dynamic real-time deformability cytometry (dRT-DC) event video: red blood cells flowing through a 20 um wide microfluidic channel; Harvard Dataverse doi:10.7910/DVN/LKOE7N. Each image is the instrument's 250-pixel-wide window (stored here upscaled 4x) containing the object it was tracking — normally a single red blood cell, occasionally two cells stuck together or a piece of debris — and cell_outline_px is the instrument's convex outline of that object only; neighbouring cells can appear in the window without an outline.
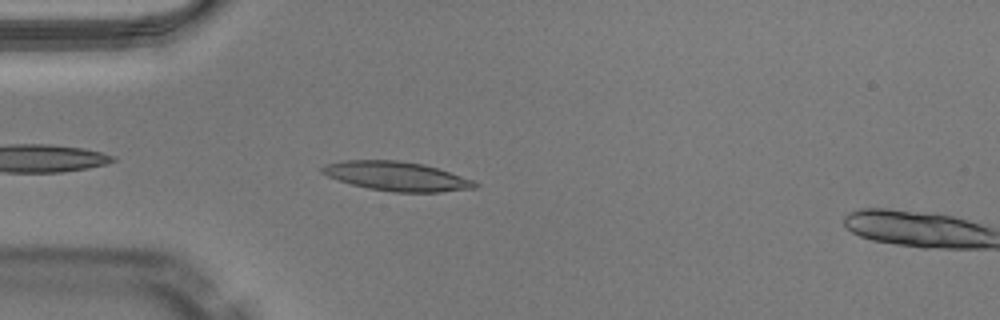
{"species": "Egyptian fruit bat (a non-hibernating species)", "species_latin": "Rousettus aegyptiacus", "temperature_condition": "warm", "stored_images_in_passage": 4, "camera_frame_rate_fps": 3000, "um_per_image_px": 0.085, "animal": {"sex": "male"}, "frame": {"image": 1, "passage_image": 3, "time_ms": 0.667, "image_size_px": [1000, 320], "cell_outline_px": [[480, 184], [476, 188], [440, 192], [392, 192], [368, 188], [352, 184], [328, 176], [320, 172], [320, 168], [324, 164], [344, 160], [396, 160], [424, 164], [472, 180]], "centroid_in_image_um": [33.69, 14.98], "position_along_channel_um": 51.3, "area_um2": 25.84}}